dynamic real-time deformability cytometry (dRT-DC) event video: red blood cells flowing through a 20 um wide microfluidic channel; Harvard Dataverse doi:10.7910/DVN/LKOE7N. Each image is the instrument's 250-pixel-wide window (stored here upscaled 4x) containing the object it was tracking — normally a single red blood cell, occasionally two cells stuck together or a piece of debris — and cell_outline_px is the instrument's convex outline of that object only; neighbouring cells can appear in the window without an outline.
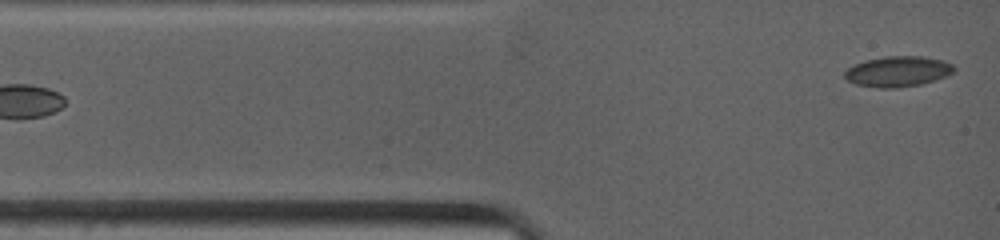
{"species": "common noctule bat (a hibernating species)", "species_latin": "Nyctalus noctula", "temperature_condition": "warm", "stored_images_in_passage": 6, "camera_frame_rate_fps": 4500, "um_per_image_px": 0.085, "animal": {"sex": "female", "body_mass_g": 19.0, "forearm_length_mm": 53.3}, "frame": {"image": 1, "passage_image": 1, "time_ms": 0.0, "image_size_px": [1000, 240], "cell_outline_px": [[956, 68], [948, 76], [920, 84], [900, 88], [880, 88], [856, 84], [848, 80], [844, 76], [844, 72], [848, 68], [864, 60], [884, 56], [924, 56], [944, 60], [952, 64]], "centroid_in_image_um": [76.34, 6.07], "position_along_channel_um": 8.7, "area_um2": 19.54}}